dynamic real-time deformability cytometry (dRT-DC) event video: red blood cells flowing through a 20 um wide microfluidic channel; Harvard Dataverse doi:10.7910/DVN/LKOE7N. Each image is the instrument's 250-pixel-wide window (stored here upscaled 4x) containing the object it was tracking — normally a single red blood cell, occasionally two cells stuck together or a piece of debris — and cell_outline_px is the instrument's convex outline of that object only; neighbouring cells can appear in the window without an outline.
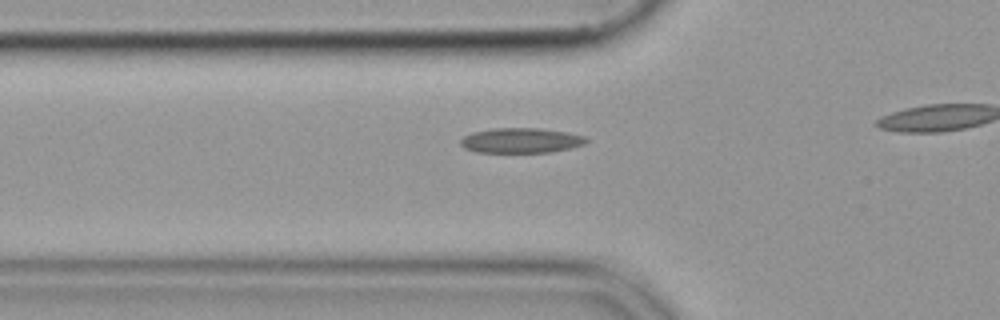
{"species": "common noctule bat (a hibernating species)", "species_latin": "Nyctalus noctula", "temperature_condition": "cold", "stored_images_in_passage": 12, "camera_frame_rate_fps": 3000, "um_per_image_px": 0.085, "animal": {"sex": "female", "body_mass_g": 19.9}, "frame": {"image": 1, "passage_image": 3, "time_ms": 0.667, "image_size_px": [1000, 320], "cell_outline_px": [[588, 140], [584, 144], [572, 148], [552, 152], [476, 152], [464, 148], [460, 144], [460, 140], [464, 136], [472, 132], [492, 128], [540, 128], [564, 132], [584, 136]], "centroid_in_image_um": [44.26, 11.94], "position_along_channel_um": 81.5, "area_um2": 18.32}}